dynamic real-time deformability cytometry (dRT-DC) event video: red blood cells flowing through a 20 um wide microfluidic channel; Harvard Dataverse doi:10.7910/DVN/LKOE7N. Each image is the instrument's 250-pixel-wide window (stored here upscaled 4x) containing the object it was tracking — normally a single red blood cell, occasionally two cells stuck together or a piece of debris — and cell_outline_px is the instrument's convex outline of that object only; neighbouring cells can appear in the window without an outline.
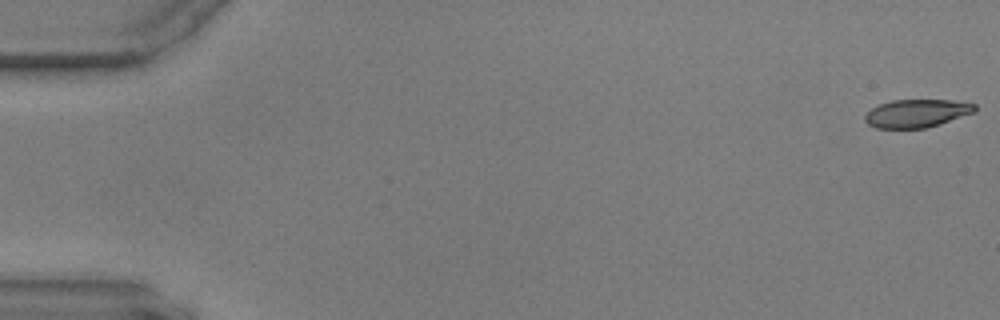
{"species": "common noctule bat (a hibernating species)", "species_latin": "Nyctalus noctula", "temperature_condition": "warm", "stored_images_in_passage": 9, "camera_frame_rate_fps": 3000, "um_per_image_px": 0.085, "animal": {"sex": "male", "body_mass_g": 17.9, "forearm_length_mm": 54.2}, "frame": {"image": 1, "passage_image": 1, "time_ms": 0.0, "image_size_px": [1000, 320], "cell_outline_px": [[976, 112], [940, 124], [924, 128], [876, 128], [868, 124], [864, 120], [864, 116], [872, 108], [880, 104], [892, 100], [952, 100], [976, 104]], "centroid_in_image_um": [77.94, 9.63], "position_along_channel_um": 7.1, "area_um2": 17.98}}